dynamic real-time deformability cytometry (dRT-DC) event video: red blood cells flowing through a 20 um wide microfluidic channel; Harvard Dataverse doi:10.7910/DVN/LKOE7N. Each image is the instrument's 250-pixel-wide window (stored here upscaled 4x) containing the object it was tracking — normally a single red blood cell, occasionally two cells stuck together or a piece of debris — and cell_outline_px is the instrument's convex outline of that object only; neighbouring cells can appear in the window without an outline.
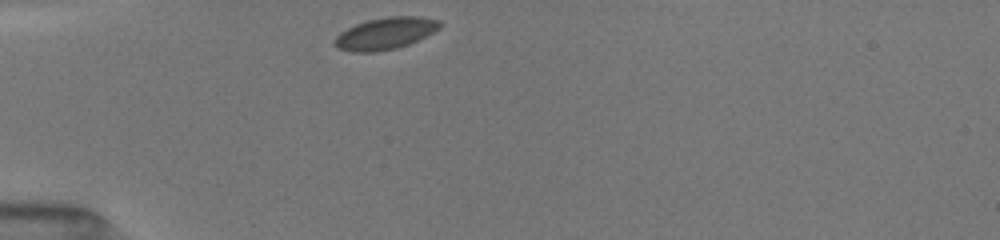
{"species": "common noctule bat (a hibernating species)", "species_latin": "Nyctalus noctula", "temperature_condition": "room temperature", "stored_images_in_passage": 34, "camera_frame_rate_fps": 3000, "um_per_image_px": 0.085, "animal": {"sex": "female", "body_mass_g": 19.5, "forearm_length_mm": 54.1}, "frame": {"image": 1, "passage_image": 1, "time_ms": 0.0, "image_size_px": [1000, 240], "cell_outline_px": [[440, 28], [408, 44], [396, 48], [376, 52], [352, 52], [336, 48], [332, 40], [340, 32], [356, 24], [368, 20], [388, 16], [420, 16], [440, 20]], "centroid_in_image_um": [32.71, 2.84], "position_along_channel_um": 52.3, "area_um2": 19.48}}
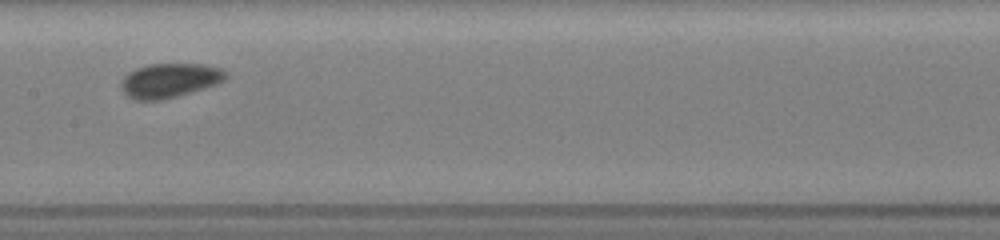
{"frame": {"image": 2, "passage_image": 13, "time_ms": 4.0, "image_size_px": [1000, 240], "cell_outline_px": [[228, 76], [224, 80], [216, 84], [204, 88], [176, 96], [160, 100], [136, 100], [128, 96], [120, 88], [120, 80], [128, 72], [136, 68], [148, 64], [204, 64], [220, 68], [228, 72]], "centroid_in_image_um": [14.4, 6.82], "position_along_channel_um": 193.0, "area_um2": 20.98}}
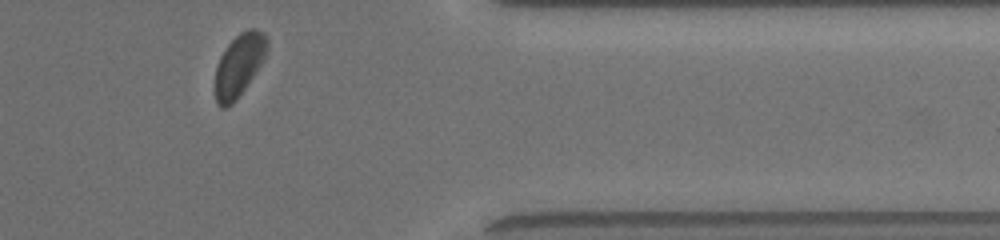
{"frame": {"image": 3, "passage_image": 29, "time_ms": 9.333, "image_size_px": [1000, 240], "cell_outline_px": [[268, 48], [260, 64], [236, 100], [232, 104], [224, 108], [220, 108], [216, 104], [216, 68], [220, 56], [228, 44], [240, 32], [248, 28], [256, 28], [264, 32], [268, 40]], "centroid_in_image_um": [20.32, 5.5], "position_along_channel_um": 391.1, "area_um2": 18.61}}